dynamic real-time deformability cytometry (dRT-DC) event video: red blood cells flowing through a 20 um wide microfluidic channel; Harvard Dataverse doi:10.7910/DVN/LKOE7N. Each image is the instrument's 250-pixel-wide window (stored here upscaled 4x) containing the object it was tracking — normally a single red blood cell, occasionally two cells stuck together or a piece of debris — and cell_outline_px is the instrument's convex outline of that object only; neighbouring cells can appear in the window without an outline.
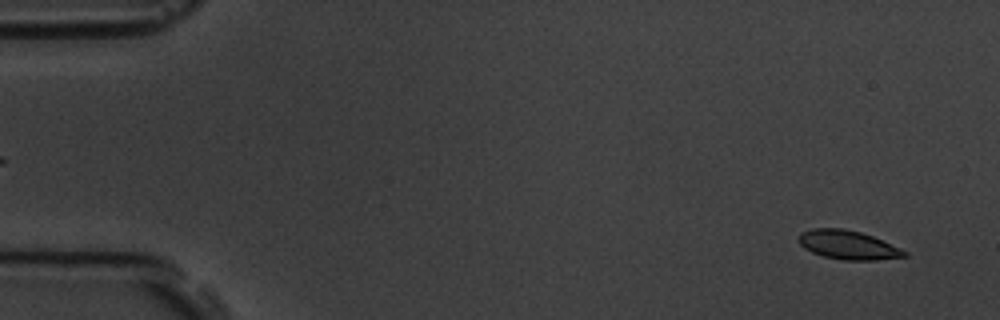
{"species": "common noctule bat (a hibernating species)", "species_latin": "Nyctalus noctula", "temperature_condition": "room temperature", "stored_images_in_passage": 7, "camera_frame_rate_fps": 3000, "um_per_image_px": 0.085, "animal": {"sex": "male", "body_mass_g": 19.5, "forearm_length_mm": 54.6}, "frame": {"image": 1, "passage_image": 1, "time_ms": 0.0, "image_size_px": [1000, 320], "cell_outline_px": [[908, 256], [876, 260], [844, 260], [824, 256], [812, 252], [804, 248], [800, 244], [800, 232], [812, 228], [840, 228], [860, 232], [872, 236], [900, 248], [908, 252]], "centroid_in_image_um": [72.09, 20.82], "position_along_channel_um": 12.9, "area_um2": 17.63}}
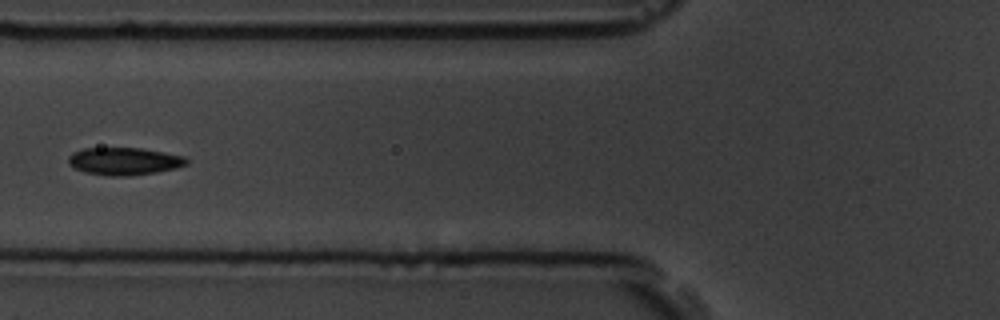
{"frame": {"image": 2, "passage_image": 6, "time_ms": 6.0, "image_size_px": [1000, 320], "cell_outline_px": [[188, 164], [176, 168], [156, 172], [128, 176], [108, 176], [84, 172], [72, 168], [68, 164], [68, 156], [72, 152], [84, 148], [140, 148], [184, 156], [188, 160]], "centroid_in_image_um": [10.51, 13.71], "position_along_channel_um": 115.3, "area_um2": 19.07}}
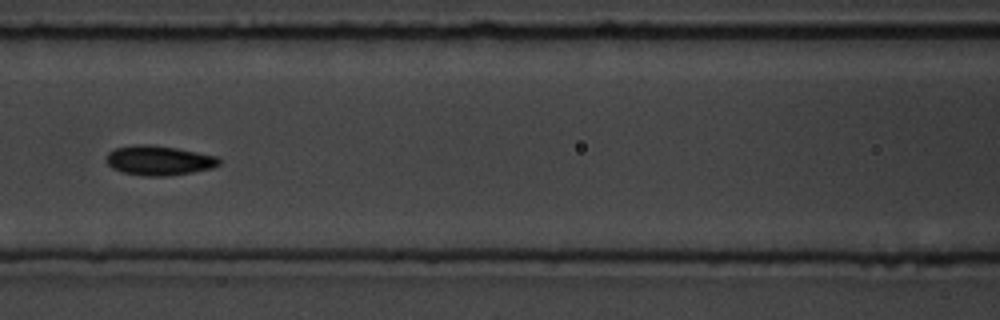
{"frame": {"image": 3, "passage_image": 7, "time_ms": 7.0, "image_size_px": [1000, 320], "cell_outline_px": [[220, 164], [212, 168], [192, 172], [164, 176], [144, 176], [124, 172], [112, 168], [104, 160], [108, 152], [116, 148], [140, 144], [152, 144], [176, 148], [216, 156], [220, 160]], "centroid_in_image_um": [13.48, 13.63], "position_along_channel_um": 153.1, "area_um2": 19.36}}